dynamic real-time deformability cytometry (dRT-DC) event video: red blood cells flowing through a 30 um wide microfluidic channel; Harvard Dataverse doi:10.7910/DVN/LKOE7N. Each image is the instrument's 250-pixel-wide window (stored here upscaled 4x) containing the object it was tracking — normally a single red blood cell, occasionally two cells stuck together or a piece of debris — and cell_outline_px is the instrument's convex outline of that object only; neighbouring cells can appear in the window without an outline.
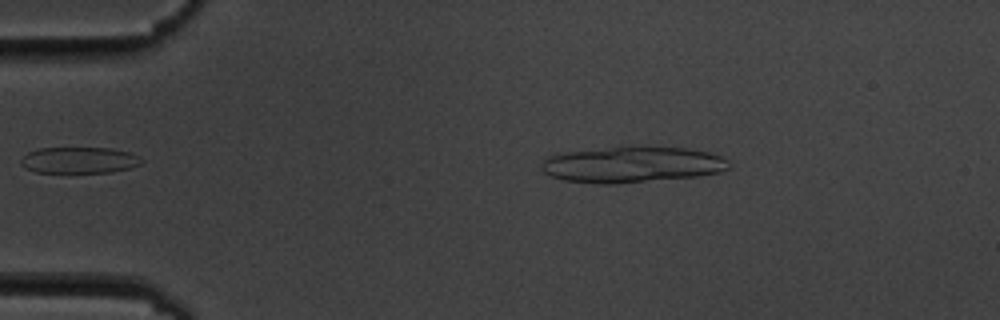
{"species": "common noctule bat (a hibernating species)", "species_latin": "Nyctalus noctula", "temperature_condition": "cold", "stored_images_in_passage": 2, "camera_frame_rate_fps": 3000, "um_per_image_px": 0.085, "animal": {"sex": "male", "body_mass_g": 19.5, "forearm_length_mm": 54.6}, "frame": {"image": 1, "passage_image": 2, "time_ms": 1.0, "image_size_px": [1000, 320], "cell_outline_px": [[144, 160], [140, 164], [128, 168], [112, 172], [36, 172], [24, 168], [20, 164], [20, 160], [28, 152], [40, 148], [112, 148], [132, 152]], "centroid_in_image_um": [6.74, 13.61], "position_along_channel_um": 78.3, "area_um2": 18.5}}